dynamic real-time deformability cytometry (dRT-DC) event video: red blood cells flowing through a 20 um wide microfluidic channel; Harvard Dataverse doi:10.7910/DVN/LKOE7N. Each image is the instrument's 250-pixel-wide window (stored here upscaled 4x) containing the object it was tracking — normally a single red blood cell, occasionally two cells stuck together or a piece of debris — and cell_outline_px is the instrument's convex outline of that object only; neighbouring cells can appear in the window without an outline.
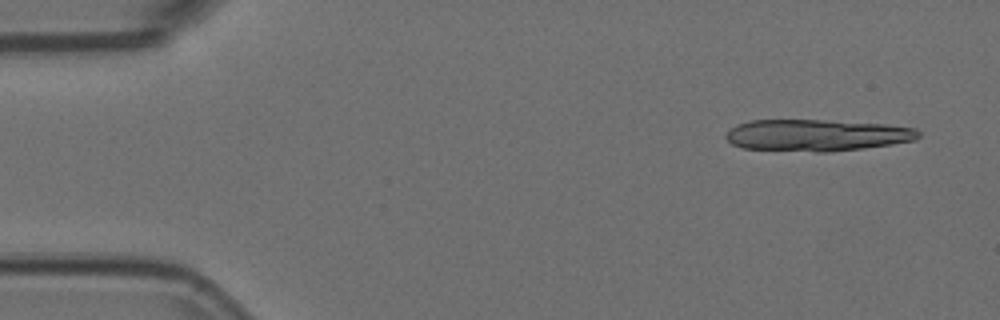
{"species": "Egyptian fruit bat (a non-hibernating species)", "species_latin": "Rousettus aegyptiacus", "temperature_condition": "room temperature", "stored_images_in_passage": 6, "segment_of_instrument_passage": [1, 2], "camera_frame_rate_fps": 3000, "um_per_image_px": 0.085, "animal": {"sex": "female"}, "frame": {"image": 1, "passage_image": 1, "time_ms": 0.0, "image_size_px": [1000, 320], "cell_outline_px": [[920, 136], [916, 140], [892, 144], [864, 148], [828, 152], [816, 152], [744, 148], [732, 144], [724, 136], [736, 124], [752, 120], [820, 120], [884, 124], [916, 128], [920, 132]], "centroid_in_image_um": [69.44, 11.49], "position_along_channel_um": 15.6, "area_um2": 35.49}}